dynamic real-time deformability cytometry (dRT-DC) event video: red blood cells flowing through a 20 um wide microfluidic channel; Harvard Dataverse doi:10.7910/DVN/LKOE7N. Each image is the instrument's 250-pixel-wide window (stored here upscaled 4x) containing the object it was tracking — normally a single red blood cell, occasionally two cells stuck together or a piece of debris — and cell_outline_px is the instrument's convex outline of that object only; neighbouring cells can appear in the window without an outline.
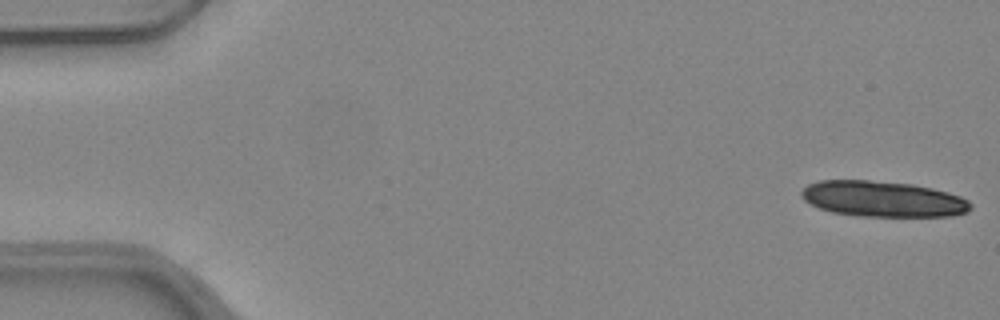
{"species": "common noctule bat (a hibernating species)", "species_latin": "Nyctalus noctula", "temperature_condition": "warm", "stored_images_in_passage": 15, "camera_frame_rate_fps": 3000, "um_per_image_px": 0.085, "animal": {"sex": "female", "body_mass_g": 24.6, "forearm_length_mm": 56.2}, "frame": {"image": 1, "passage_image": 1, "time_ms": 0.0, "image_size_px": [1000, 320], "cell_outline_px": [[972, 208], [968, 212], [952, 216], [860, 216], [832, 212], [820, 208], [804, 200], [800, 196], [800, 192], [808, 184], [820, 180], [868, 180], [912, 184], [932, 188], [948, 192], [960, 196], [968, 200], [972, 204]], "centroid_in_image_um": [75.06, 16.91], "position_along_channel_um": 9.9, "area_um2": 35.32}}